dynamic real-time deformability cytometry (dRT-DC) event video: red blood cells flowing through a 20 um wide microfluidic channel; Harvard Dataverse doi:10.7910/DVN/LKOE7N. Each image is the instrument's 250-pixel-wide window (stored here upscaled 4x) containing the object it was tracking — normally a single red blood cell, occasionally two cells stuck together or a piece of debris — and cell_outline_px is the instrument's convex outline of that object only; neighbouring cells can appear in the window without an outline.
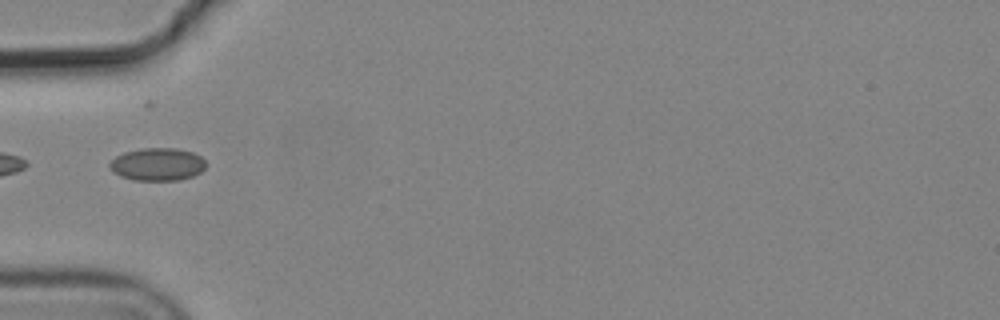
{"species": "common noctule bat (a hibernating species)", "species_latin": "Nyctalus noctula", "temperature_condition": "cold", "stored_images_in_passage": 7, "camera_frame_rate_fps": 3000, "um_per_image_px": 0.085, "animal": {"sex": "male", "body_mass_g": 19.2, "forearm_length_mm": 51.8}, "frame": {"image": 1, "passage_image": 4, "time_ms": 1.0, "image_size_px": [1000, 320], "cell_outline_px": [[204, 168], [200, 172], [192, 176], [180, 180], [132, 180], [120, 176], [112, 172], [108, 164], [116, 156], [124, 152], [140, 148], [176, 148], [192, 152], [200, 156], [204, 160]], "centroid_in_image_um": [13.34, 13.96], "position_along_channel_um": 71.7, "area_um2": 18.38}}
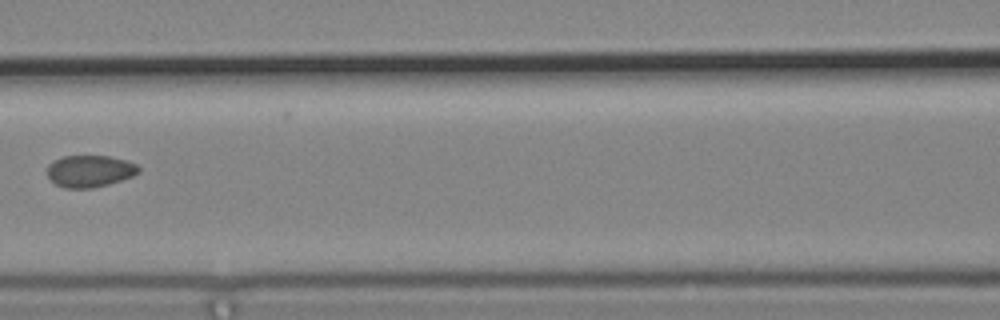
{"frame": {"image": 2, "passage_image": 6, "time_ms": 1.667, "image_size_px": [1000, 320], "cell_outline_px": [[140, 172], [132, 176], [108, 184], [92, 188], [64, 188], [56, 184], [48, 176], [48, 164], [64, 156], [108, 156], [128, 160], [136, 164], [140, 168]], "centroid_in_image_um": [7.66, 14.54], "position_along_channel_um": 158.9, "area_um2": 16.88}}
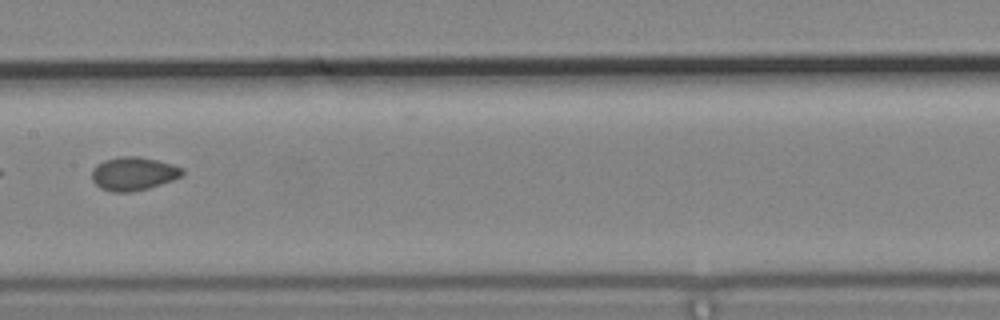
{"frame": {"image": 3, "passage_image": 7, "time_ms": 2.0, "image_size_px": [1000, 320], "cell_outline_px": [[184, 176], [148, 188], [132, 192], [112, 192], [100, 188], [92, 180], [92, 168], [96, 164], [104, 160], [120, 156], [136, 156], [156, 160], [172, 164], [184, 168]], "centroid_in_image_um": [11.34, 14.76], "position_along_channel_um": 196.1, "area_um2": 17.74}}